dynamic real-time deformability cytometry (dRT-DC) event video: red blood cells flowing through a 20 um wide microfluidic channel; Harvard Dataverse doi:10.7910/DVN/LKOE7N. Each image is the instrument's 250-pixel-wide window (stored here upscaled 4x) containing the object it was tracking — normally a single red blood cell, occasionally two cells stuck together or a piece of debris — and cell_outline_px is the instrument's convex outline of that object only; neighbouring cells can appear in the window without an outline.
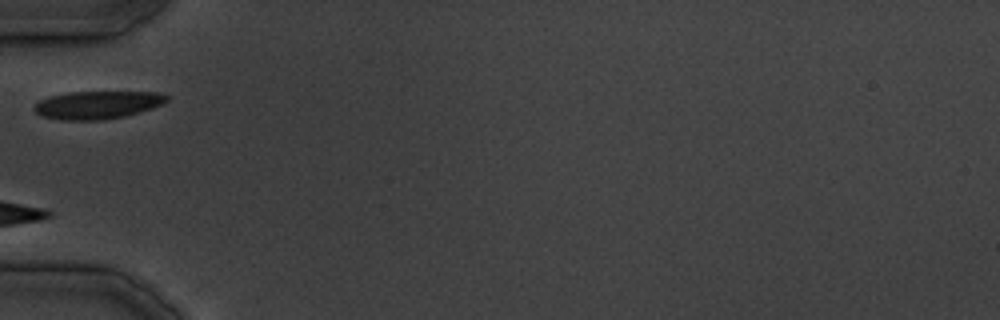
{"species": "common noctule bat (a hibernating species)", "species_latin": "Nyctalus noctula", "temperature_condition": "cold", "stored_images_in_passage": 22, "camera_frame_rate_fps": 3000, "um_per_image_px": 0.085, "animal": {"sex": "male", "body_mass_g": 19.5, "forearm_length_mm": 54.6}, "frame": {"image": 1, "passage_image": 1, "time_ms": 0.0, "image_size_px": [1000, 320], "cell_outline_px": [[168, 100], [164, 104], [152, 108], [124, 116], [104, 120], [60, 120], [40, 116], [32, 108], [40, 100], [48, 96], [68, 92], [160, 92], [168, 96]], "centroid_in_image_um": [8.26, 8.92], "position_along_channel_um": 76.7, "area_um2": 21.68}}
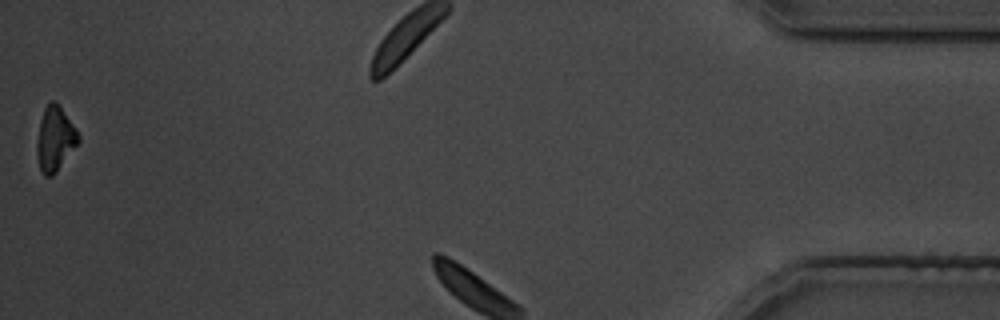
{"frame": {"image": 2, "passage_image": 22, "time_ms": 25.667, "image_size_px": [1000, 320], "cell_outline_px": [[80, 140], [56, 172], [52, 176], [44, 176], [40, 168], [36, 152], [36, 144], [40, 120], [44, 108], [52, 100], [56, 100], [76, 128], [80, 136]], "centroid_in_image_um": [4.67, 11.78], "position_along_channel_um": 430.5, "area_um2": 15.55}}